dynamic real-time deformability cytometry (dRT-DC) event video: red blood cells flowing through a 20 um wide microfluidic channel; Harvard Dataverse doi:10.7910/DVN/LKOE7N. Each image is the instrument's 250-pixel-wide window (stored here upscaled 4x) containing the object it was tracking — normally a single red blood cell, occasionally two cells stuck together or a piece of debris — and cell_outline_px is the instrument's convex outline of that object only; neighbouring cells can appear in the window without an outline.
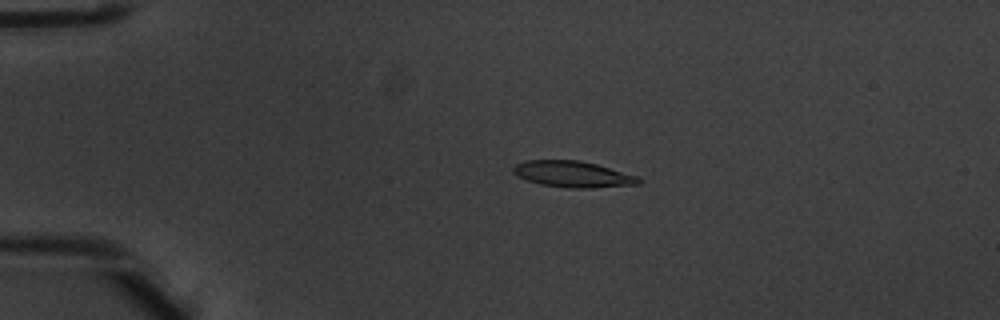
{"species": "common noctule bat (a hibernating species)", "species_latin": "Nyctalus noctula", "temperature_condition": "warm", "stored_images_in_passage": 54, "camera_frame_rate_fps": 3000, "um_per_image_px": 0.085, "animal": {"sex": "male", "body_mass_g": 20.1, "forearm_length_mm": 53.5}, "frame": {"image": 1, "passage_image": 13, "time_ms": 4.0, "image_size_px": [1000, 320], "cell_outline_px": [[644, 180], [640, 184], [592, 188], [568, 188], [540, 184], [516, 176], [512, 172], [512, 168], [516, 164], [524, 160], [580, 160], [596, 164], [640, 176]], "centroid_in_image_um": [48.72, 14.81], "position_along_channel_um": 36.3, "area_um2": 19.42}}
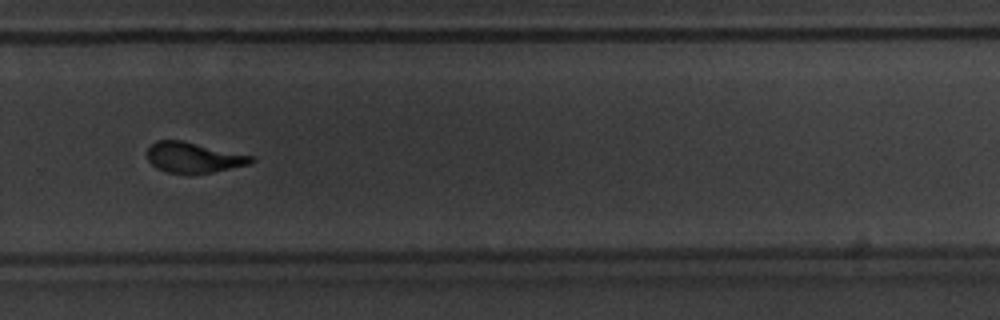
{"frame": {"image": 2, "passage_image": 38, "time_ms": 12.333, "image_size_px": [1000, 320], "cell_outline_px": [[256, 160], [252, 164], [212, 172], [168, 172], [156, 168], [148, 160], [148, 148], [156, 140], [184, 140], [252, 156]], "centroid_in_image_um": [16.47, 13.36], "position_along_channel_um": 313.3, "area_um2": 18.21}}
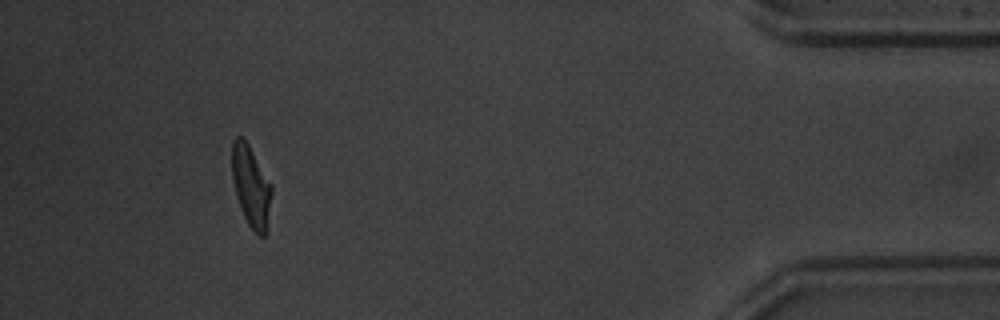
{"frame": {"image": 3, "passage_image": 50, "time_ms": 16.333, "image_size_px": [1000, 320], "cell_outline_px": [[272, 192], [264, 236], [260, 236], [248, 224], [244, 216], [236, 196], [232, 180], [232, 140], [236, 136], [244, 136], [272, 184]], "centroid_in_image_um": [21.31, 15.74], "position_along_channel_um": 413.9, "area_um2": 18.61}, "authors_computed_cell_mechanics": {"area_um2": 19.1029, "velocity_mm_per_s": 3.8884, "shape_relaxation_time_tau1_ms": 4.0398, "shape_relaxation_time_tau2_ms": 1.3518, "deformation_change_tau1": 0.1923, "deformation_change_tau2": 0.1012}}